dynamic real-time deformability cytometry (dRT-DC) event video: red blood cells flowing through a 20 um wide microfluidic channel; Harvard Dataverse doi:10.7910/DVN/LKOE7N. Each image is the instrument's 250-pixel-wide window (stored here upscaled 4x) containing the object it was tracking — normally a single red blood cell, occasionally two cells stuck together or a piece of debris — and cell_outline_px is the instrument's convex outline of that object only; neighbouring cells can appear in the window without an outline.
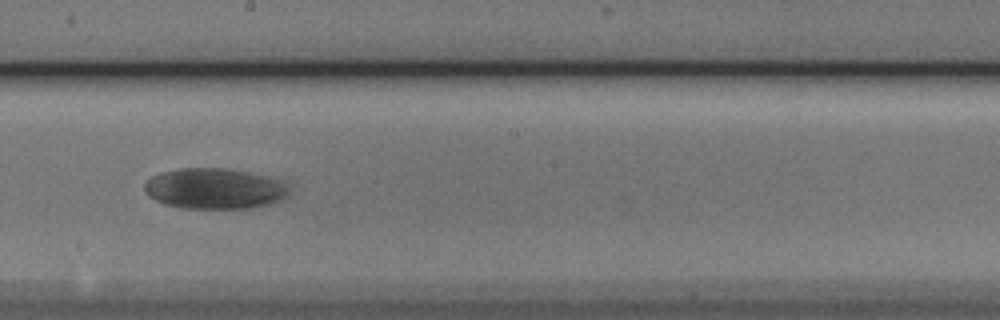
{"species": "Egyptian fruit bat (a non-hibernating species)", "species_latin": "Rousettus aegyptiacus", "temperature_condition": "cold", "stored_images_in_passage": 10, "camera_frame_rate_fps": 3000, "um_per_image_px": 0.085, "animal": {"sex": "male"}, "frame": {"image": 1, "passage_image": 9, "time_ms": 2.667, "image_size_px": [1000, 320], "cell_outline_px": [[292, 192], [284, 200], [272, 204], [252, 208], [184, 208], [164, 204], [148, 196], [144, 188], [144, 184], [152, 176], [160, 172], [180, 168], [224, 168], [248, 172], [280, 180], [288, 184], [292, 188]], "centroid_in_image_um": [18.31, 16.04], "position_along_channel_um": 229.9, "area_um2": 34.74}}